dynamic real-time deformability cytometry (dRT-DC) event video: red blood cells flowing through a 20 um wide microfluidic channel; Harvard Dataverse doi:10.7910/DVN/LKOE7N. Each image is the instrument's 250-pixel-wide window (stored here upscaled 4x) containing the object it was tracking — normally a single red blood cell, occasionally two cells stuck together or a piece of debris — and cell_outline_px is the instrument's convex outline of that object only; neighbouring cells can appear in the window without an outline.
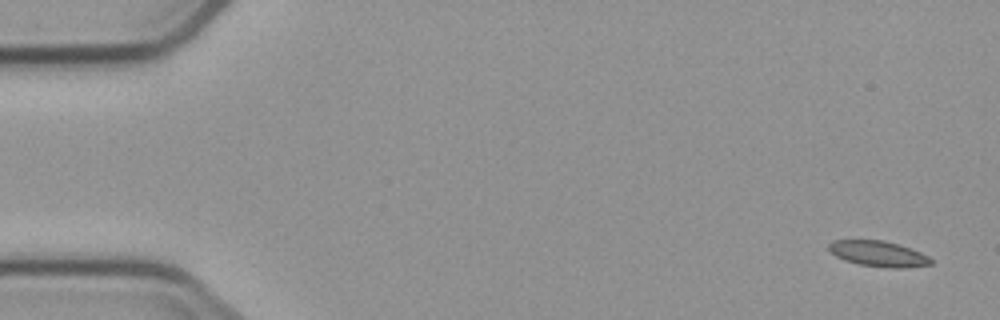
{"species": "common noctule bat (a hibernating species)", "species_latin": "Nyctalus noctula", "temperature_condition": "cold", "stored_images_in_passage": 5, "camera_frame_rate_fps": 3000, "um_per_image_px": 0.085, "animal": {"sex": "male", "body_mass_g": 23.1, "forearm_length_mm": 52.7}, "frame": {"image": 1, "passage_image": 1, "time_ms": 0.0, "image_size_px": [1000, 320], "cell_outline_px": [[932, 264], [904, 268], [892, 268], [860, 264], [836, 256], [828, 248], [828, 244], [832, 240], [884, 240], [920, 252], [928, 256], [932, 260]], "centroid_in_image_um": [74.67, 21.56], "position_along_channel_um": 10.3, "area_um2": 14.91}}
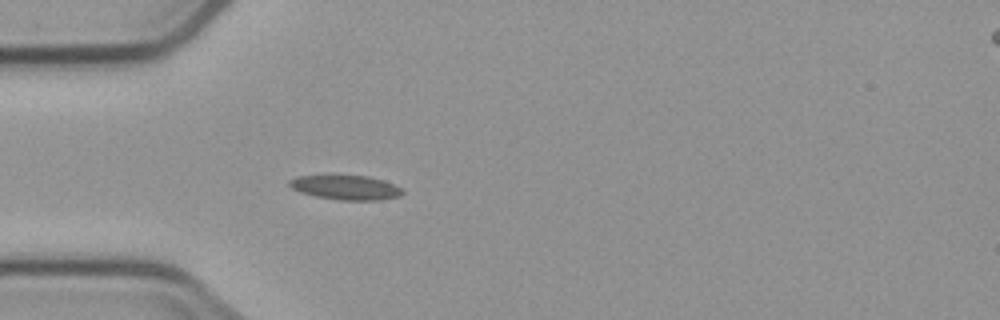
{"frame": {"image": 2, "passage_image": 5, "time_ms": 4.667, "image_size_px": [1000, 320], "cell_outline_px": [[404, 192], [400, 196], [380, 200], [340, 200], [316, 196], [300, 192], [292, 188], [288, 184], [288, 180], [296, 176], [368, 176], [392, 184], [400, 188]], "centroid_in_image_um": [29.36, 15.94], "position_along_channel_um": 55.6, "area_um2": 15.84}}